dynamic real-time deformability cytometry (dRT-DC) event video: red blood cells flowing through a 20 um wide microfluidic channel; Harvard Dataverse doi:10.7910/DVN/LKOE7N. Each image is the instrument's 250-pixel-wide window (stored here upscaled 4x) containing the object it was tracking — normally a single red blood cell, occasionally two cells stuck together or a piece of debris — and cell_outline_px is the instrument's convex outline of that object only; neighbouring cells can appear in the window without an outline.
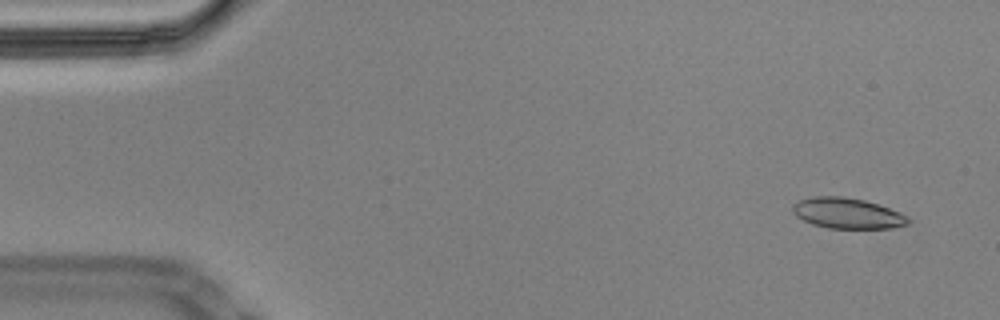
{"species": "Egyptian fruit bat (a non-hibernating species)", "species_latin": "Rousettus aegyptiacus", "temperature_condition": "cold", "stored_images_in_passage": 58, "camera_frame_rate_fps": 3000, "um_per_image_px": 0.085, "animal": {"sex": "male"}, "frame": {"image": 1, "passage_image": 4, "time_ms": 1.0, "image_size_px": [1000, 320], "cell_outline_px": [[908, 224], [892, 228], [828, 228], [812, 224], [796, 216], [792, 212], [792, 204], [800, 200], [816, 196], [844, 196], [864, 200], [888, 208], [904, 216], [908, 220]], "centroid_in_image_um": [71.95, 18.12], "position_along_channel_um": 13.1, "area_um2": 20.29}}
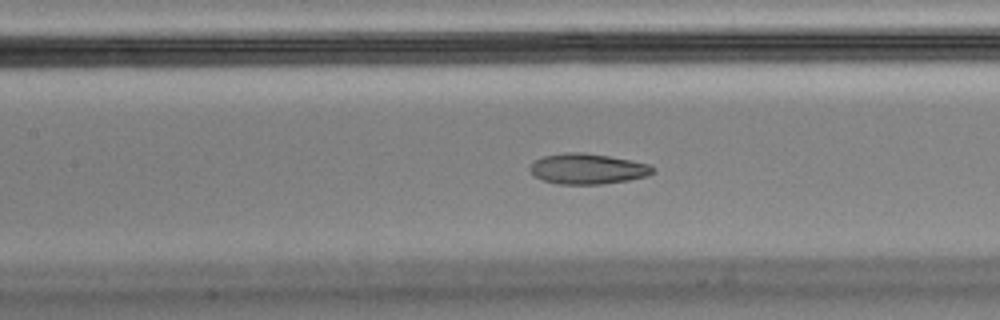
{"frame": {"image": 2, "passage_image": 26, "time_ms": 8.333, "image_size_px": [1000, 320], "cell_outline_px": [[656, 172], [648, 176], [628, 180], [600, 184], [560, 184], [544, 180], [536, 176], [528, 168], [536, 160], [544, 156], [564, 152], [584, 152], [608, 156], [648, 164], [656, 168]], "centroid_in_image_um": [49.98, 14.35], "position_along_channel_um": 157.4, "area_um2": 21.68}}
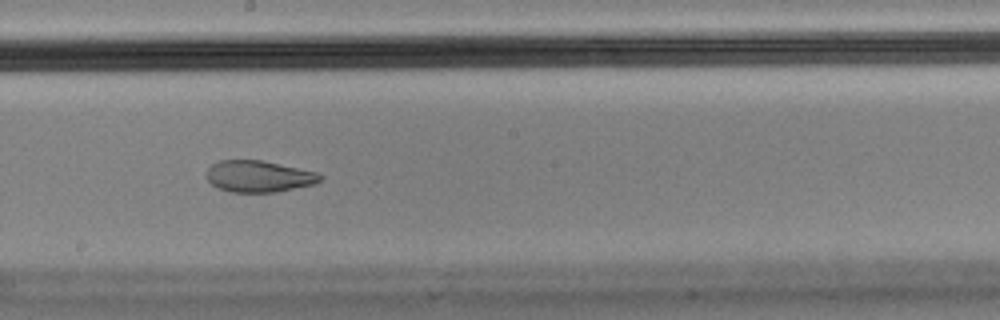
{"frame": {"image": 3, "passage_image": 32, "time_ms": 10.333, "image_size_px": [1000, 320], "cell_outline_px": [[324, 176], [316, 184], [276, 192], [232, 192], [216, 188], [208, 180], [208, 168], [212, 164], [220, 160], [260, 160], [320, 172]], "centroid_in_image_um": [22.04, 14.99], "position_along_channel_um": 226.2, "area_um2": 20.98}, "authors_computed_cell_mechanics": {"area_um2": 22.1374, "velocity_mm_per_s": 3.4484, "shape_relaxation_time_tau1_ms": null, "shape_relaxation_time_tau2_ms": 2.0516, "deformation_change_tau1": null, "deformation_change_tau2": 0.0687}}